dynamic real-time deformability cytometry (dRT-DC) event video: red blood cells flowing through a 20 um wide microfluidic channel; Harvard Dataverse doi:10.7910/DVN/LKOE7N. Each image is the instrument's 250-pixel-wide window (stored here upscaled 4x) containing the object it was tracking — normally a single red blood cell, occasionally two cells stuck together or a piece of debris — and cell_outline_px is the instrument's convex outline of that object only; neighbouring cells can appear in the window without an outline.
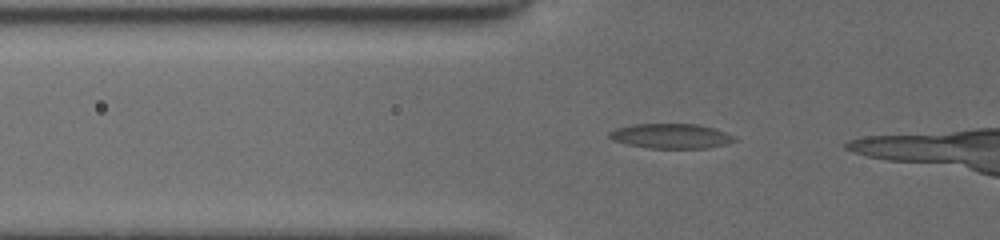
{"species": "common noctule bat (a hibernating species)", "species_latin": "Nyctalus noctula", "temperature_condition": "cold", "stored_images_in_passage": 17, "camera_frame_rate_fps": 3000, "um_per_image_px": 0.085, "animal": {"sex": "female", "body_mass_g": 19.5, "forearm_length_mm": 54.1}, "frame": {"image": 1, "passage_image": 4, "time_ms": 1.0, "image_size_px": [1000, 240], "cell_outline_px": [[740, 140], [728, 144], [708, 148], [648, 148], [628, 144], [612, 140], [608, 136], [608, 132], [616, 128], [636, 124], [700, 124], [716, 128], [736, 136]], "centroid_in_image_um": [57.12, 11.56], "position_along_channel_um": 68.7, "area_um2": 18.38}}
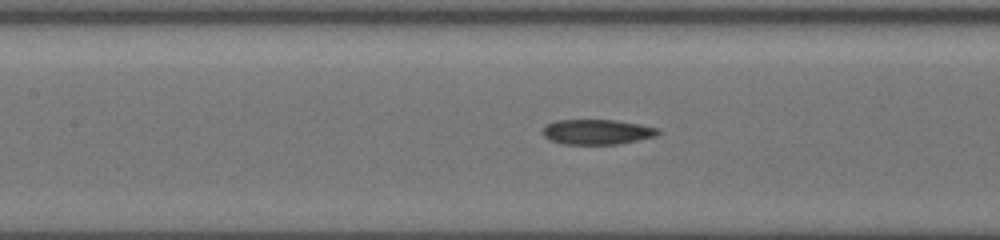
{"frame": {"image": 2, "passage_image": 11, "time_ms": 3.333, "image_size_px": [1000, 240], "cell_outline_px": [[660, 132], [656, 136], [616, 144], [564, 144], [548, 140], [544, 136], [544, 128], [548, 124], [556, 120], [612, 120], [640, 124], [660, 128]], "centroid_in_image_um": [50.76, 11.21], "position_along_channel_um": 156.6, "area_um2": 16.7}}
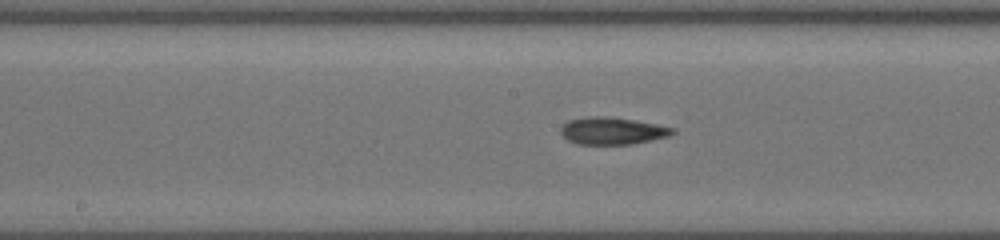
{"frame": {"image": 3, "passage_image": 14, "time_ms": 4.333, "image_size_px": [1000, 240], "cell_outline_px": [[676, 132], [668, 136], [652, 140], [632, 144], [580, 144], [568, 140], [560, 132], [560, 128], [568, 120], [592, 116], [608, 116], [656, 124], [676, 128]], "centroid_in_image_um": [52.06, 11.12], "position_along_channel_um": 196.1, "area_um2": 17.63}}